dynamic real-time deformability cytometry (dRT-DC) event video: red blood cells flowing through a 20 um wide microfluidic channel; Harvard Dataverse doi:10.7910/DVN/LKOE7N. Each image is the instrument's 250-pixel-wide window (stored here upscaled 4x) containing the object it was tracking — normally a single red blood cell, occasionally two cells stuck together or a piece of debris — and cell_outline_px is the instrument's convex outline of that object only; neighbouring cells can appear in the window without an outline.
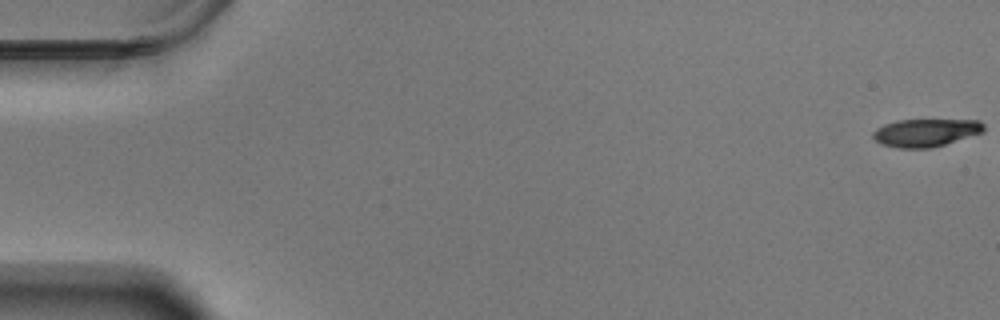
{"species": "Egyptian fruit bat (a non-hibernating species)", "species_latin": "Rousettus aegyptiacus", "temperature_condition": "warm", "stored_images_in_passage": 9, "camera_frame_rate_fps": 3000, "um_per_image_px": 0.085, "animal": {"sex": "male"}, "frame": {"image": 1, "passage_image": 1, "time_ms": 0.0, "image_size_px": [1000, 320], "cell_outline_px": [[984, 132], [932, 148], [900, 148], [880, 144], [872, 136], [872, 132], [876, 128], [884, 124], [896, 120], [980, 120], [984, 124]], "centroid_in_image_um": [78.67, 11.27], "position_along_channel_um": 6.3, "area_um2": 18.03}}